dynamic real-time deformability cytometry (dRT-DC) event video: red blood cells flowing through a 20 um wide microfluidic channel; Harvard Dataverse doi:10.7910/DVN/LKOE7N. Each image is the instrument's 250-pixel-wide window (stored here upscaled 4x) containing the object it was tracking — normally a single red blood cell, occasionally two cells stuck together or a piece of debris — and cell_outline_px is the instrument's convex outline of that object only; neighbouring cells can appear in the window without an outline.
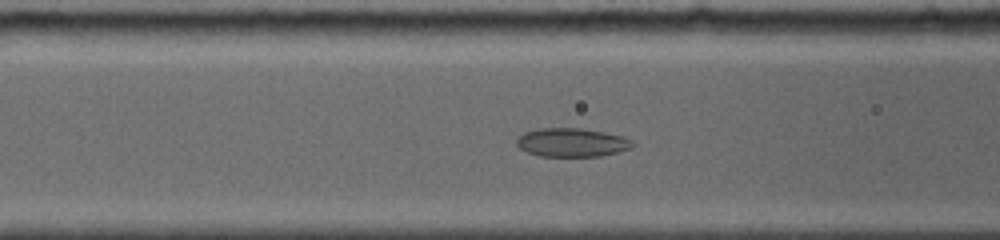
{"species": "common noctule bat (a hibernating species)", "species_latin": "Nyctalus noctula", "temperature_condition": "room temperature", "stored_images_in_passage": 74, "camera_frame_rate_fps": 5000, "um_per_image_px": 0.085, "animal": {"sex": "female", "body_mass_g": 19.0, "forearm_length_mm": 56.7}, "frame": {"image": 1, "passage_image": 20, "time_ms": 5.6, "image_size_px": [1000, 240], "cell_outline_px": [[636, 144], [628, 148], [616, 152], [600, 156], [540, 156], [528, 152], [520, 148], [516, 144], [516, 140], [524, 132], [540, 128], [580, 128], [620, 136], [632, 140]], "centroid_in_image_um": [48.57, 12.11], "position_along_channel_um": 118.0, "area_um2": 19.02}}
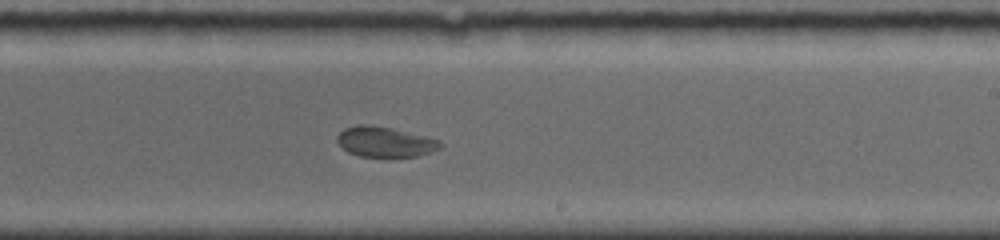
{"frame": {"image": 2, "passage_image": 41, "time_ms": 9.2, "image_size_px": [1000, 240], "cell_outline_px": [[444, 144], [440, 148], [416, 156], [392, 160], [384, 160], [360, 156], [348, 152], [336, 140], [336, 136], [344, 128], [356, 124], [372, 124], [392, 128], [424, 136], [436, 140]], "centroid_in_image_um": [32.68, 12.1], "position_along_channel_um": 256.3, "area_um2": 18.84}}
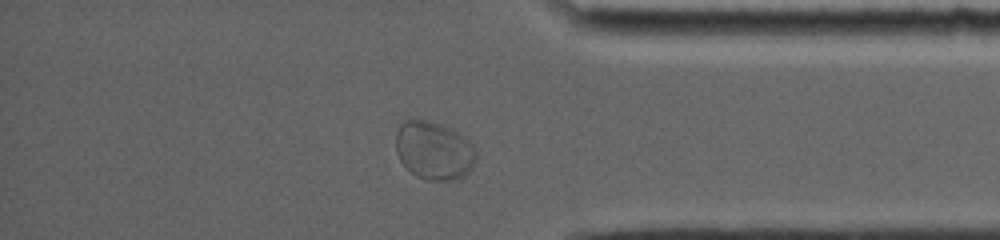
{"frame": {"image": 3, "passage_image": 64, "time_ms": 13.0, "image_size_px": [1000, 240], "cell_outline_px": [[476, 160], [468, 172], [460, 180], [428, 180], [416, 176], [400, 160], [396, 152], [396, 132], [400, 124], [404, 120], [412, 116], [428, 120], [440, 124], [468, 140], [476, 148]], "centroid_in_image_um": [36.86, 12.78], "position_along_channel_um": 398.3, "area_um2": 27.46}}